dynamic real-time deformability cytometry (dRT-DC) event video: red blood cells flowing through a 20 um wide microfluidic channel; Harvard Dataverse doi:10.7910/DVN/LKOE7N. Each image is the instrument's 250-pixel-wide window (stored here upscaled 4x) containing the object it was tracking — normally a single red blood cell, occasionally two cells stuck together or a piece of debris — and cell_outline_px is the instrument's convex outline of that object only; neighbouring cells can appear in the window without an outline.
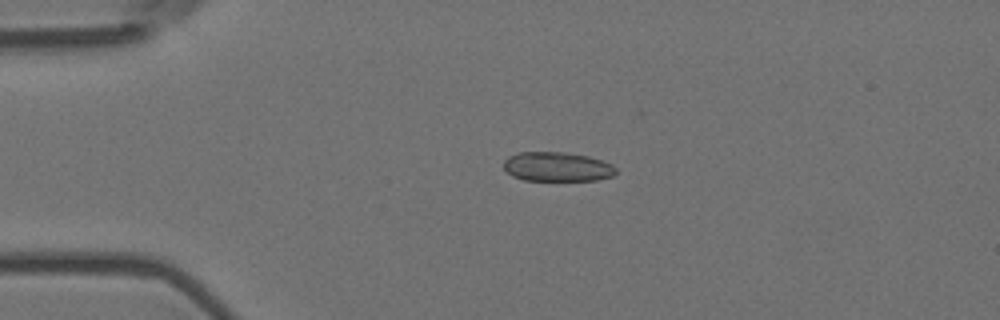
{"species": "Egyptian fruit bat (a non-hibernating species)", "species_latin": "Rousettus aegyptiacus", "temperature_condition": "room temperature", "stored_images_in_passage": 4, "camera_frame_rate_fps": 3000, "um_per_image_px": 0.085, "animal": {"sex": "female"}, "frame": {"image": 1, "passage_image": 3, "time_ms": 0.667, "image_size_px": [1000, 320], "cell_outline_px": [[616, 172], [612, 176], [596, 180], [524, 180], [512, 176], [504, 168], [504, 160], [508, 156], [520, 152], [564, 152], [588, 156], [612, 164], [616, 168]], "centroid_in_image_um": [47.34, 14.17], "position_along_channel_um": 37.7, "area_um2": 19.13}}